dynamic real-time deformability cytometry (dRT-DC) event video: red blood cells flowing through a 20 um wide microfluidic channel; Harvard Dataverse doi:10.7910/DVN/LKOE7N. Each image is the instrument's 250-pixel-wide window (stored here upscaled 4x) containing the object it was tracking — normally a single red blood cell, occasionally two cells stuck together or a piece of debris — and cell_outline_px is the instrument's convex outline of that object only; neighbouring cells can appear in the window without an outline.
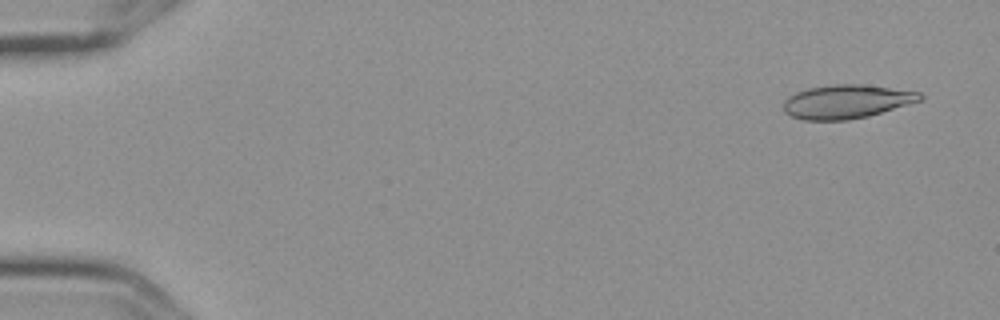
{"species": "Egyptian fruit bat (a non-hibernating species)", "species_latin": "Rousettus aegyptiacus", "temperature_condition": "cold", "stored_images_in_passage": 5, "camera_frame_rate_fps": 3000, "um_per_image_px": 0.085, "frame": {"image": 1, "passage_image": 1, "time_ms": 0.0, "image_size_px": [1000, 320], "cell_outline_px": [[924, 100], [868, 116], [848, 120], [804, 120], [792, 116], [784, 112], [784, 100], [788, 96], [796, 92], [808, 88], [832, 84], [860, 84], [920, 92], [924, 96]], "centroid_in_image_um": [71.96, 8.64], "position_along_channel_um": 13.0, "area_um2": 26.88}}
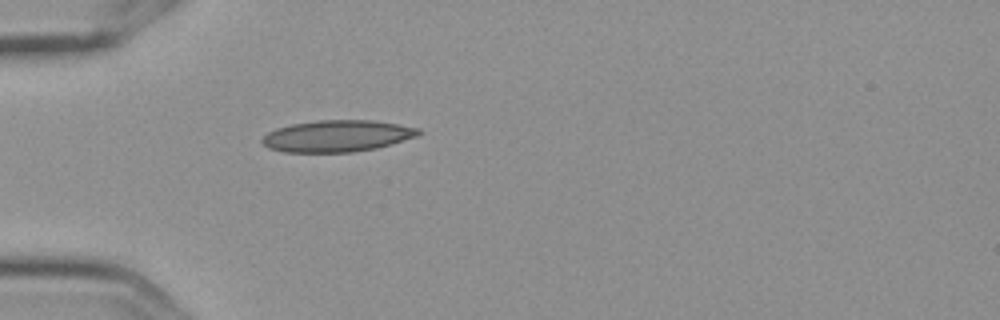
{"frame": {"image": 2, "passage_image": 5, "time_ms": 1.333, "image_size_px": [1000, 320], "cell_outline_px": [[424, 132], [416, 136], [376, 148], [352, 152], [284, 152], [268, 148], [260, 140], [268, 132], [276, 128], [292, 124], [316, 120], [372, 120], [420, 128]], "centroid_in_image_um": [28.64, 11.55], "position_along_channel_um": 56.4, "area_um2": 28.73}}